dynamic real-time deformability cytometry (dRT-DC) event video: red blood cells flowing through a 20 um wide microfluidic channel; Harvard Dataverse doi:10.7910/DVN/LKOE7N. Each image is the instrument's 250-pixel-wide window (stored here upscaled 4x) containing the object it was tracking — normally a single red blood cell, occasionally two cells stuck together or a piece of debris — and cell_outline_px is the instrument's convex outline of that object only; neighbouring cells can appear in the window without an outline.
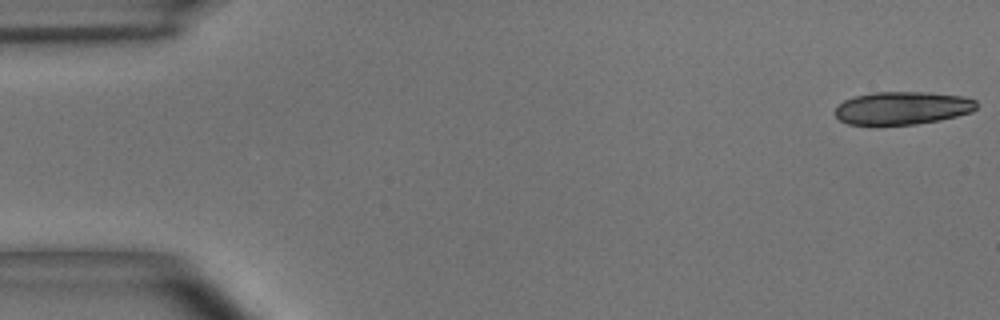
{"species": "common noctule bat (a hibernating species)", "species_latin": "Nyctalus noctula", "temperature_condition": "room temperature", "stored_images_in_passage": 6, "camera_frame_rate_fps": 3000, "um_per_image_px": 0.085, "animal": {"sex": "male", "body_mass_g": 15.6}, "frame": {"image": 1, "passage_image": 1, "time_ms": 0.0, "image_size_px": [1000, 320], "cell_outline_px": [[976, 108], [972, 112], [940, 120], [916, 124], [876, 128], [848, 124], [840, 120], [832, 112], [836, 104], [844, 100], [856, 96], [872, 92], [924, 92], [964, 96], [976, 100]], "centroid_in_image_um": [76.61, 9.22], "position_along_channel_um": 8.4, "area_um2": 28.21}}